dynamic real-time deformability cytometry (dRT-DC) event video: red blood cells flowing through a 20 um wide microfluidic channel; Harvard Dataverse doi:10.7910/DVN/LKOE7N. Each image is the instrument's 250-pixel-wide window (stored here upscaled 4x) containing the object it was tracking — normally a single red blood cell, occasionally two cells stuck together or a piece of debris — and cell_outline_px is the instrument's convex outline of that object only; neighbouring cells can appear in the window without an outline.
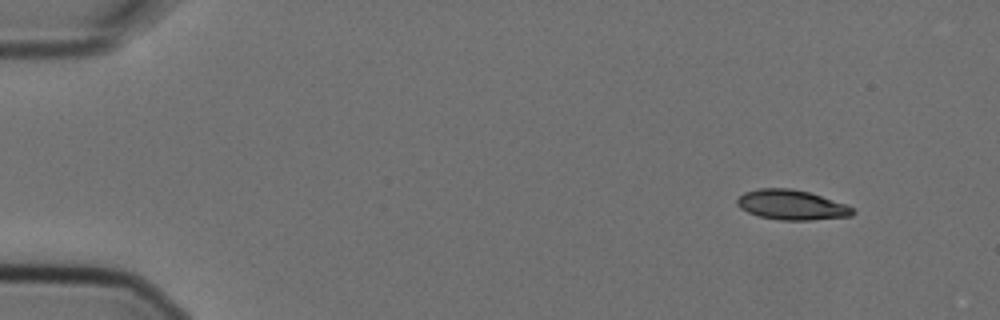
{"species": "Egyptian fruit bat (a non-hibernating species)", "species_latin": "Rousettus aegyptiacus", "temperature_condition": "cold", "stored_images_in_passage": 5, "camera_frame_rate_fps": 3000, "um_per_image_px": 0.085, "animal": {"sex": "female"}, "frame": {"image": 1, "passage_image": 1, "time_ms": 0.0, "image_size_px": [1000, 320], "cell_outline_px": [[856, 212], [852, 216], [812, 220], [780, 220], [760, 216], [748, 212], [740, 208], [736, 204], [736, 200], [744, 192], [760, 188], [792, 188], [808, 192], [844, 204], [852, 208]], "centroid_in_image_um": [67.26, 17.42], "position_along_channel_um": 17.7, "area_um2": 20.0}}
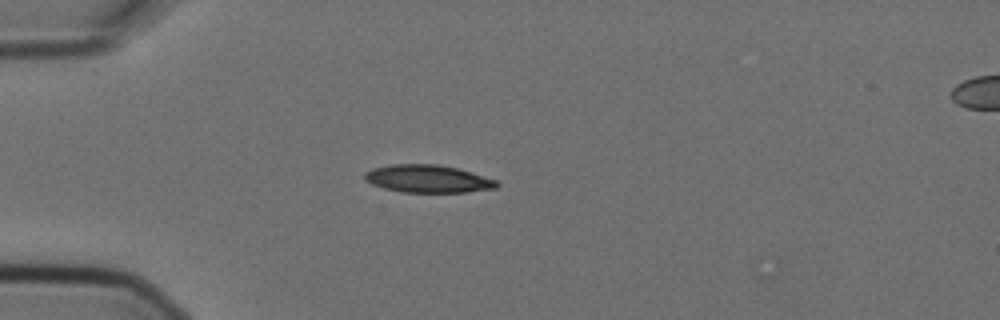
{"frame": {"image": 2, "passage_image": 4, "time_ms": 1.0, "image_size_px": [1000, 320], "cell_outline_px": [[500, 184], [496, 188], [464, 192], [404, 192], [384, 188], [372, 184], [364, 180], [364, 172], [372, 168], [392, 164], [440, 164], [472, 172], [496, 180]], "centroid_in_image_um": [36.35, 15.19], "position_along_channel_um": 48.7, "area_um2": 21.33}}